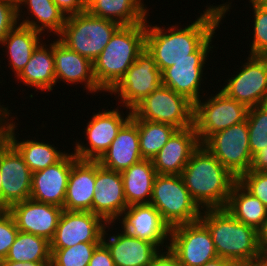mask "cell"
I'll list each match as a JSON object with an SVG mask.
<instances>
[{
    "instance_id": "obj_11",
    "label": "cell",
    "mask_w": 267,
    "mask_h": 266,
    "mask_svg": "<svg viewBox=\"0 0 267 266\" xmlns=\"http://www.w3.org/2000/svg\"><path fill=\"white\" fill-rule=\"evenodd\" d=\"M169 240L168 247L182 266H203L218 257L211 233L201 220L171 227Z\"/></svg>"
},
{
    "instance_id": "obj_47",
    "label": "cell",
    "mask_w": 267,
    "mask_h": 266,
    "mask_svg": "<svg viewBox=\"0 0 267 266\" xmlns=\"http://www.w3.org/2000/svg\"><path fill=\"white\" fill-rule=\"evenodd\" d=\"M257 235H258V243H267V219L257 230Z\"/></svg>"
},
{
    "instance_id": "obj_29",
    "label": "cell",
    "mask_w": 267,
    "mask_h": 266,
    "mask_svg": "<svg viewBox=\"0 0 267 266\" xmlns=\"http://www.w3.org/2000/svg\"><path fill=\"white\" fill-rule=\"evenodd\" d=\"M128 206L150 203L157 172L152 160L142 159L121 172Z\"/></svg>"
},
{
    "instance_id": "obj_10",
    "label": "cell",
    "mask_w": 267,
    "mask_h": 266,
    "mask_svg": "<svg viewBox=\"0 0 267 266\" xmlns=\"http://www.w3.org/2000/svg\"><path fill=\"white\" fill-rule=\"evenodd\" d=\"M162 85L161 71L153 56L145 48L126 71L119 82L109 91L120 96L124 108L131 111L148 95Z\"/></svg>"
},
{
    "instance_id": "obj_2",
    "label": "cell",
    "mask_w": 267,
    "mask_h": 266,
    "mask_svg": "<svg viewBox=\"0 0 267 266\" xmlns=\"http://www.w3.org/2000/svg\"><path fill=\"white\" fill-rule=\"evenodd\" d=\"M181 177L202 210L225 208L238 181L202 144L192 153Z\"/></svg>"
},
{
    "instance_id": "obj_53",
    "label": "cell",
    "mask_w": 267,
    "mask_h": 266,
    "mask_svg": "<svg viewBox=\"0 0 267 266\" xmlns=\"http://www.w3.org/2000/svg\"><path fill=\"white\" fill-rule=\"evenodd\" d=\"M257 266H267V262H260V261L257 259Z\"/></svg>"
},
{
    "instance_id": "obj_28",
    "label": "cell",
    "mask_w": 267,
    "mask_h": 266,
    "mask_svg": "<svg viewBox=\"0 0 267 266\" xmlns=\"http://www.w3.org/2000/svg\"><path fill=\"white\" fill-rule=\"evenodd\" d=\"M46 46L45 43H40L37 46L28 63L16 78L23 82L25 86L50 92L56 85L55 60L53 43L47 46L49 49Z\"/></svg>"
},
{
    "instance_id": "obj_46",
    "label": "cell",
    "mask_w": 267,
    "mask_h": 266,
    "mask_svg": "<svg viewBox=\"0 0 267 266\" xmlns=\"http://www.w3.org/2000/svg\"><path fill=\"white\" fill-rule=\"evenodd\" d=\"M234 263L235 262L230 259L217 257L211 261L206 262L203 266H232Z\"/></svg>"
},
{
    "instance_id": "obj_41",
    "label": "cell",
    "mask_w": 267,
    "mask_h": 266,
    "mask_svg": "<svg viewBox=\"0 0 267 266\" xmlns=\"http://www.w3.org/2000/svg\"><path fill=\"white\" fill-rule=\"evenodd\" d=\"M65 17L86 11V0H53Z\"/></svg>"
},
{
    "instance_id": "obj_55",
    "label": "cell",
    "mask_w": 267,
    "mask_h": 266,
    "mask_svg": "<svg viewBox=\"0 0 267 266\" xmlns=\"http://www.w3.org/2000/svg\"><path fill=\"white\" fill-rule=\"evenodd\" d=\"M9 1H12L15 4H18V2H19V0H9Z\"/></svg>"
},
{
    "instance_id": "obj_40",
    "label": "cell",
    "mask_w": 267,
    "mask_h": 266,
    "mask_svg": "<svg viewBox=\"0 0 267 266\" xmlns=\"http://www.w3.org/2000/svg\"><path fill=\"white\" fill-rule=\"evenodd\" d=\"M18 23L17 4L0 0V44Z\"/></svg>"
},
{
    "instance_id": "obj_25",
    "label": "cell",
    "mask_w": 267,
    "mask_h": 266,
    "mask_svg": "<svg viewBox=\"0 0 267 266\" xmlns=\"http://www.w3.org/2000/svg\"><path fill=\"white\" fill-rule=\"evenodd\" d=\"M206 60H182L161 72L162 85L185 96L195 104L200 100L203 68Z\"/></svg>"
},
{
    "instance_id": "obj_27",
    "label": "cell",
    "mask_w": 267,
    "mask_h": 266,
    "mask_svg": "<svg viewBox=\"0 0 267 266\" xmlns=\"http://www.w3.org/2000/svg\"><path fill=\"white\" fill-rule=\"evenodd\" d=\"M142 1L86 0V10L91 15L115 21L120 25H136L147 21L148 9Z\"/></svg>"
},
{
    "instance_id": "obj_30",
    "label": "cell",
    "mask_w": 267,
    "mask_h": 266,
    "mask_svg": "<svg viewBox=\"0 0 267 266\" xmlns=\"http://www.w3.org/2000/svg\"><path fill=\"white\" fill-rule=\"evenodd\" d=\"M22 5L25 7L27 5V10L34 18L30 20L29 16H26V19L23 18L19 24L40 33H44L45 29H48L47 33L48 31L49 33L53 32L54 35L56 34L58 36L62 32L66 17L53 0H19L17 4L18 21H21V16H23L20 14L22 12Z\"/></svg>"
},
{
    "instance_id": "obj_13",
    "label": "cell",
    "mask_w": 267,
    "mask_h": 266,
    "mask_svg": "<svg viewBox=\"0 0 267 266\" xmlns=\"http://www.w3.org/2000/svg\"><path fill=\"white\" fill-rule=\"evenodd\" d=\"M107 223L99 215L89 211L63 210L50 248H69L78 243L102 242Z\"/></svg>"
},
{
    "instance_id": "obj_21",
    "label": "cell",
    "mask_w": 267,
    "mask_h": 266,
    "mask_svg": "<svg viewBox=\"0 0 267 266\" xmlns=\"http://www.w3.org/2000/svg\"><path fill=\"white\" fill-rule=\"evenodd\" d=\"M55 60V80L68 84L84 83L90 93L102 91L96 82L93 72V62L69 49L59 39L53 41Z\"/></svg>"
},
{
    "instance_id": "obj_54",
    "label": "cell",
    "mask_w": 267,
    "mask_h": 266,
    "mask_svg": "<svg viewBox=\"0 0 267 266\" xmlns=\"http://www.w3.org/2000/svg\"><path fill=\"white\" fill-rule=\"evenodd\" d=\"M249 1H250L249 3H252V2L267 1V0H249Z\"/></svg>"
},
{
    "instance_id": "obj_9",
    "label": "cell",
    "mask_w": 267,
    "mask_h": 266,
    "mask_svg": "<svg viewBox=\"0 0 267 266\" xmlns=\"http://www.w3.org/2000/svg\"><path fill=\"white\" fill-rule=\"evenodd\" d=\"M202 145L237 179L249 171L252 155L247 120L212 134Z\"/></svg>"
},
{
    "instance_id": "obj_5",
    "label": "cell",
    "mask_w": 267,
    "mask_h": 266,
    "mask_svg": "<svg viewBox=\"0 0 267 266\" xmlns=\"http://www.w3.org/2000/svg\"><path fill=\"white\" fill-rule=\"evenodd\" d=\"M120 26L115 21L91 15L86 10L66 17L63 30L57 37L69 49L93 62Z\"/></svg>"
},
{
    "instance_id": "obj_18",
    "label": "cell",
    "mask_w": 267,
    "mask_h": 266,
    "mask_svg": "<svg viewBox=\"0 0 267 266\" xmlns=\"http://www.w3.org/2000/svg\"><path fill=\"white\" fill-rule=\"evenodd\" d=\"M62 211L61 207L31 198L8 209L19 231L44 237L48 241L54 237Z\"/></svg>"
},
{
    "instance_id": "obj_1",
    "label": "cell",
    "mask_w": 267,
    "mask_h": 266,
    "mask_svg": "<svg viewBox=\"0 0 267 266\" xmlns=\"http://www.w3.org/2000/svg\"><path fill=\"white\" fill-rule=\"evenodd\" d=\"M230 7L229 2L209 5L197 20L185 28L178 29V26L172 25L166 30L146 21L145 48L153 56L159 70L162 72L182 60H207L213 48L210 44L215 30L220 27L219 23Z\"/></svg>"
},
{
    "instance_id": "obj_34",
    "label": "cell",
    "mask_w": 267,
    "mask_h": 266,
    "mask_svg": "<svg viewBox=\"0 0 267 266\" xmlns=\"http://www.w3.org/2000/svg\"><path fill=\"white\" fill-rule=\"evenodd\" d=\"M2 261H51L50 241L41 236L18 231L7 257Z\"/></svg>"
},
{
    "instance_id": "obj_51",
    "label": "cell",
    "mask_w": 267,
    "mask_h": 266,
    "mask_svg": "<svg viewBox=\"0 0 267 266\" xmlns=\"http://www.w3.org/2000/svg\"><path fill=\"white\" fill-rule=\"evenodd\" d=\"M7 112H10V110H8L7 107H2V106L0 105V119H1Z\"/></svg>"
},
{
    "instance_id": "obj_31",
    "label": "cell",
    "mask_w": 267,
    "mask_h": 266,
    "mask_svg": "<svg viewBox=\"0 0 267 266\" xmlns=\"http://www.w3.org/2000/svg\"><path fill=\"white\" fill-rule=\"evenodd\" d=\"M42 33L21 24L16 25L4 38L1 45L6 46L8 62L17 77L28 63L33 51L41 43Z\"/></svg>"
},
{
    "instance_id": "obj_24",
    "label": "cell",
    "mask_w": 267,
    "mask_h": 266,
    "mask_svg": "<svg viewBox=\"0 0 267 266\" xmlns=\"http://www.w3.org/2000/svg\"><path fill=\"white\" fill-rule=\"evenodd\" d=\"M142 159L138 126L130 118L97 162L106 169L122 172Z\"/></svg>"
},
{
    "instance_id": "obj_26",
    "label": "cell",
    "mask_w": 267,
    "mask_h": 266,
    "mask_svg": "<svg viewBox=\"0 0 267 266\" xmlns=\"http://www.w3.org/2000/svg\"><path fill=\"white\" fill-rule=\"evenodd\" d=\"M10 112L6 113V140L19 152L24 162L28 165L31 172L47 168L59 162L67 153L57 150L52 144L39 142L36 140L18 141L16 138V124L13 123V118L8 119ZM10 120V122H9ZM12 121V122H11Z\"/></svg>"
},
{
    "instance_id": "obj_14",
    "label": "cell",
    "mask_w": 267,
    "mask_h": 266,
    "mask_svg": "<svg viewBox=\"0 0 267 266\" xmlns=\"http://www.w3.org/2000/svg\"><path fill=\"white\" fill-rule=\"evenodd\" d=\"M119 109L103 110L94 113L91 121L86 126L87 144L77 142L74 148V155L80 160L97 161L105 151L110 147V144L116 138L121 127L131 118L132 111L128 110V114L124 118V114L118 111Z\"/></svg>"
},
{
    "instance_id": "obj_15",
    "label": "cell",
    "mask_w": 267,
    "mask_h": 266,
    "mask_svg": "<svg viewBox=\"0 0 267 266\" xmlns=\"http://www.w3.org/2000/svg\"><path fill=\"white\" fill-rule=\"evenodd\" d=\"M2 210L31 197L32 172L19 152L5 139L0 145Z\"/></svg>"
},
{
    "instance_id": "obj_45",
    "label": "cell",
    "mask_w": 267,
    "mask_h": 266,
    "mask_svg": "<svg viewBox=\"0 0 267 266\" xmlns=\"http://www.w3.org/2000/svg\"><path fill=\"white\" fill-rule=\"evenodd\" d=\"M51 261H36V262H15V261H0V266H50Z\"/></svg>"
},
{
    "instance_id": "obj_4",
    "label": "cell",
    "mask_w": 267,
    "mask_h": 266,
    "mask_svg": "<svg viewBox=\"0 0 267 266\" xmlns=\"http://www.w3.org/2000/svg\"><path fill=\"white\" fill-rule=\"evenodd\" d=\"M200 220L209 229L218 257L234 262L259 258L257 230L234 218L225 208L203 209Z\"/></svg>"
},
{
    "instance_id": "obj_20",
    "label": "cell",
    "mask_w": 267,
    "mask_h": 266,
    "mask_svg": "<svg viewBox=\"0 0 267 266\" xmlns=\"http://www.w3.org/2000/svg\"><path fill=\"white\" fill-rule=\"evenodd\" d=\"M200 146L194 125L178 129L152 159L157 174L181 175L192 153Z\"/></svg>"
},
{
    "instance_id": "obj_23",
    "label": "cell",
    "mask_w": 267,
    "mask_h": 266,
    "mask_svg": "<svg viewBox=\"0 0 267 266\" xmlns=\"http://www.w3.org/2000/svg\"><path fill=\"white\" fill-rule=\"evenodd\" d=\"M96 161L78 159L71 168L63 210L93 213Z\"/></svg>"
},
{
    "instance_id": "obj_50",
    "label": "cell",
    "mask_w": 267,
    "mask_h": 266,
    "mask_svg": "<svg viewBox=\"0 0 267 266\" xmlns=\"http://www.w3.org/2000/svg\"><path fill=\"white\" fill-rule=\"evenodd\" d=\"M232 266H257V260L255 262H235Z\"/></svg>"
},
{
    "instance_id": "obj_12",
    "label": "cell",
    "mask_w": 267,
    "mask_h": 266,
    "mask_svg": "<svg viewBox=\"0 0 267 266\" xmlns=\"http://www.w3.org/2000/svg\"><path fill=\"white\" fill-rule=\"evenodd\" d=\"M240 70L221 91L247 108L266 104L267 56L249 55Z\"/></svg>"
},
{
    "instance_id": "obj_8",
    "label": "cell",
    "mask_w": 267,
    "mask_h": 266,
    "mask_svg": "<svg viewBox=\"0 0 267 266\" xmlns=\"http://www.w3.org/2000/svg\"><path fill=\"white\" fill-rule=\"evenodd\" d=\"M208 99V100H207ZM194 104L193 125L203 144L212 134L246 120L248 108L222 91Z\"/></svg>"
},
{
    "instance_id": "obj_22",
    "label": "cell",
    "mask_w": 267,
    "mask_h": 266,
    "mask_svg": "<svg viewBox=\"0 0 267 266\" xmlns=\"http://www.w3.org/2000/svg\"><path fill=\"white\" fill-rule=\"evenodd\" d=\"M117 235H109L105 228L102 242L110 251L115 266H149L154 256L160 251L159 247L149 241L131 236L123 229Z\"/></svg>"
},
{
    "instance_id": "obj_17",
    "label": "cell",
    "mask_w": 267,
    "mask_h": 266,
    "mask_svg": "<svg viewBox=\"0 0 267 266\" xmlns=\"http://www.w3.org/2000/svg\"><path fill=\"white\" fill-rule=\"evenodd\" d=\"M127 208L121 172L106 169L96 161L93 213L107 223H116Z\"/></svg>"
},
{
    "instance_id": "obj_35",
    "label": "cell",
    "mask_w": 267,
    "mask_h": 266,
    "mask_svg": "<svg viewBox=\"0 0 267 266\" xmlns=\"http://www.w3.org/2000/svg\"><path fill=\"white\" fill-rule=\"evenodd\" d=\"M101 242H84L69 248H50V266H88V263Z\"/></svg>"
},
{
    "instance_id": "obj_48",
    "label": "cell",
    "mask_w": 267,
    "mask_h": 266,
    "mask_svg": "<svg viewBox=\"0 0 267 266\" xmlns=\"http://www.w3.org/2000/svg\"><path fill=\"white\" fill-rule=\"evenodd\" d=\"M259 246V258L260 262H267V243H258Z\"/></svg>"
},
{
    "instance_id": "obj_33",
    "label": "cell",
    "mask_w": 267,
    "mask_h": 266,
    "mask_svg": "<svg viewBox=\"0 0 267 266\" xmlns=\"http://www.w3.org/2000/svg\"><path fill=\"white\" fill-rule=\"evenodd\" d=\"M131 119L138 126L140 152L143 159L152 160L178 130L167 123L138 119L133 113Z\"/></svg>"
},
{
    "instance_id": "obj_7",
    "label": "cell",
    "mask_w": 267,
    "mask_h": 266,
    "mask_svg": "<svg viewBox=\"0 0 267 266\" xmlns=\"http://www.w3.org/2000/svg\"><path fill=\"white\" fill-rule=\"evenodd\" d=\"M194 104L185 96L161 85L146 96L132 113L141 120L167 123L177 129L193 126Z\"/></svg>"
},
{
    "instance_id": "obj_38",
    "label": "cell",
    "mask_w": 267,
    "mask_h": 266,
    "mask_svg": "<svg viewBox=\"0 0 267 266\" xmlns=\"http://www.w3.org/2000/svg\"><path fill=\"white\" fill-rule=\"evenodd\" d=\"M238 182L267 207V172H245L238 178Z\"/></svg>"
},
{
    "instance_id": "obj_44",
    "label": "cell",
    "mask_w": 267,
    "mask_h": 266,
    "mask_svg": "<svg viewBox=\"0 0 267 266\" xmlns=\"http://www.w3.org/2000/svg\"><path fill=\"white\" fill-rule=\"evenodd\" d=\"M249 171L267 172V147L252 156Z\"/></svg>"
},
{
    "instance_id": "obj_3",
    "label": "cell",
    "mask_w": 267,
    "mask_h": 266,
    "mask_svg": "<svg viewBox=\"0 0 267 266\" xmlns=\"http://www.w3.org/2000/svg\"><path fill=\"white\" fill-rule=\"evenodd\" d=\"M146 23L121 25L93 61L98 87L109 92L145 49Z\"/></svg>"
},
{
    "instance_id": "obj_19",
    "label": "cell",
    "mask_w": 267,
    "mask_h": 266,
    "mask_svg": "<svg viewBox=\"0 0 267 266\" xmlns=\"http://www.w3.org/2000/svg\"><path fill=\"white\" fill-rule=\"evenodd\" d=\"M121 218L122 229L131 236L154 243L162 249L168 244L166 240L170 239L171 228L152 204L128 206Z\"/></svg>"
},
{
    "instance_id": "obj_39",
    "label": "cell",
    "mask_w": 267,
    "mask_h": 266,
    "mask_svg": "<svg viewBox=\"0 0 267 266\" xmlns=\"http://www.w3.org/2000/svg\"><path fill=\"white\" fill-rule=\"evenodd\" d=\"M18 231L15 220L8 210H0V261L7 257Z\"/></svg>"
},
{
    "instance_id": "obj_36",
    "label": "cell",
    "mask_w": 267,
    "mask_h": 266,
    "mask_svg": "<svg viewBox=\"0 0 267 266\" xmlns=\"http://www.w3.org/2000/svg\"><path fill=\"white\" fill-rule=\"evenodd\" d=\"M249 148L253 156L267 147V103L248 108Z\"/></svg>"
},
{
    "instance_id": "obj_52",
    "label": "cell",
    "mask_w": 267,
    "mask_h": 266,
    "mask_svg": "<svg viewBox=\"0 0 267 266\" xmlns=\"http://www.w3.org/2000/svg\"><path fill=\"white\" fill-rule=\"evenodd\" d=\"M0 210H2V174L0 172Z\"/></svg>"
},
{
    "instance_id": "obj_37",
    "label": "cell",
    "mask_w": 267,
    "mask_h": 266,
    "mask_svg": "<svg viewBox=\"0 0 267 266\" xmlns=\"http://www.w3.org/2000/svg\"><path fill=\"white\" fill-rule=\"evenodd\" d=\"M254 14L253 41L249 55L267 56V1L252 2Z\"/></svg>"
},
{
    "instance_id": "obj_43",
    "label": "cell",
    "mask_w": 267,
    "mask_h": 266,
    "mask_svg": "<svg viewBox=\"0 0 267 266\" xmlns=\"http://www.w3.org/2000/svg\"><path fill=\"white\" fill-rule=\"evenodd\" d=\"M165 249L166 252H163L164 249H162V252L160 250L154 256L153 262L149 266H182L168 245L165 246Z\"/></svg>"
},
{
    "instance_id": "obj_49",
    "label": "cell",
    "mask_w": 267,
    "mask_h": 266,
    "mask_svg": "<svg viewBox=\"0 0 267 266\" xmlns=\"http://www.w3.org/2000/svg\"><path fill=\"white\" fill-rule=\"evenodd\" d=\"M6 114L0 119V145L6 139Z\"/></svg>"
},
{
    "instance_id": "obj_6",
    "label": "cell",
    "mask_w": 267,
    "mask_h": 266,
    "mask_svg": "<svg viewBox=\"0 0 267 266\" xmlns=\"http://www.w3.org/2000/svg\"><path fill=\"white\" fill-rule=\"evenodd\" d=\"M150 204L170 228L200 220L202 209L190 196L181 175L157 174Z\"/></svg>"
},
{
    "instance_id": "obj_32",
    "label": "cell",
    "mask_w": 267,
    "mask_h": 266,
    "mask_svg": "<svg viewBox=\"0 0 267 266\" xmlns=\"http://www.w3.org/2000/svg\"><path fill=\"white\" fill-rule=\"evenodd\" d=\"M225 209L238 221L256 230L267 219V207L238 181L233 185Z\"/></svg>"
},
{
    "instance_id": "obj_16",
    "label": "cell",
    "mask_w": 267,
    "mask_h": 266,
    "mask_svg": "<svg viewBox=\"0 0 267 266\" xmlns=\"http://www.w3.org/2000/svg\"><path fill=\"white\" fill-rule=\"evenodd\" d=\"M77 160L68 153L56 164L32 173L30 198L63 208L69 174Z\"/></svg>"
},
{
    "instance_id": "obj_42",
    "label": "cell",
    "mask_w": 267,
    "mask_h": 266,
    "mask_svg": "<svg viewBox=\"0 0 267 266\" xmlns=\"http://www.w3.org/2000/svg\"><path fill=\"white\" fill-rule=\"evenodd\" d=\"M88 266H115L110 251L103 242L96 247Z\"/></svg>"
}]
</instances>
